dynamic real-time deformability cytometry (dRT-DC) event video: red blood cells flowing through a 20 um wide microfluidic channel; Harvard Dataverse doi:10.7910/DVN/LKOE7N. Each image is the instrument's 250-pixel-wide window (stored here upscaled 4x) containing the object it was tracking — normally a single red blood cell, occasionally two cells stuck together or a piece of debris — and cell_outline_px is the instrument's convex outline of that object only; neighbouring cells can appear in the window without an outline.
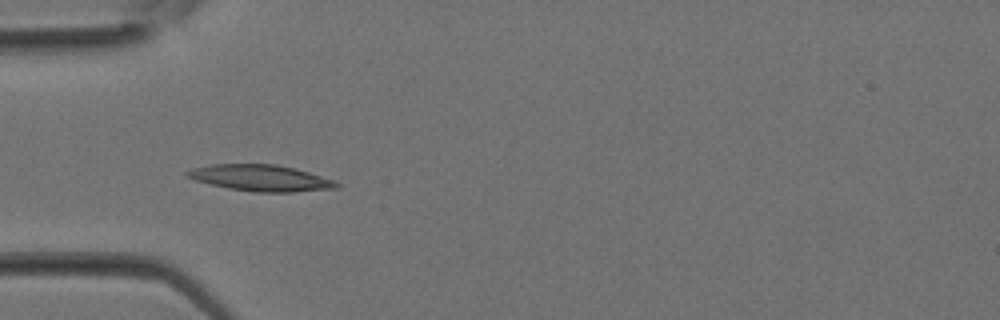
{"species": "Egyptian fruit bat (a non-hibernating species)", "species_latin": "Rousettus aegyptiacus", "temperature_condition": "room temperature", "stored_images_in_passage": 32, "camera_frame_rate_fps": 3000, "um_per_image_px": 0.085, "animal": {"sex": "female"}, "frame": {"image": 1, "passage_image": 10, "time_ms": 3.0, "image_size_px": [1000, 320], "cell_outline_px": [[340, 188], [292, 192], [256, 192], [228, 188], [196, 180], [184, 176], [184, 172], [192, 168], [212, 164], [276, 164], [308, 172], [336, 180], [340, 184]], "centroid_in_image_um": [22.18, 15.13], "position_along_channel_um": 62.8, "area_um2": 22.89}}
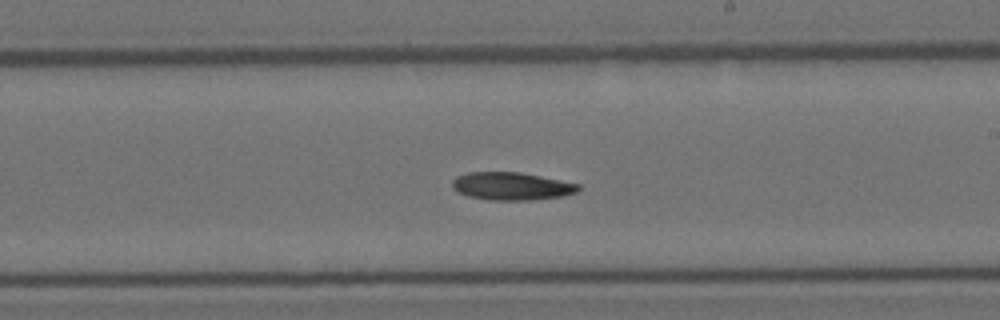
{"frame": {"image": 2, "passage_image": 19, "time_ms": 6.0, "image_size_px": [1000, 320], "cell_outline_px": [[580, 188], [576, 192], [564, 196], [532, 200], [488, 200], [468, 196], [452, 188], [452, 180], [456, 176], [468, 172], [520, 172], [580, 184]], "centroid_in_image_um": [43.48, 15.82], "position_along_channel_um": 245.5, "area_um2": 20.46}}
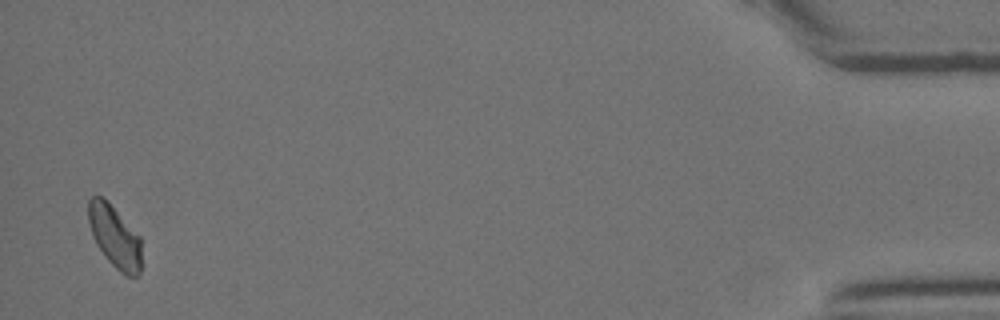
{"frame": {"image": 3, "passage_image": 32, "time_ms": 10.333, "image_size_px": [1000, 320], "cell_outline_px": [[140, 272], [136, 276], [124, 276], [108, 260], [96, 244], [92, 236], [88, 220], [88, 200], [92, 196], [104, 196], [108, 200], [140, 236]], "centroid_in_image_um": [9.73, 20.07], "position_along_channel_um": 425.5, "area_um2": 19.36}}